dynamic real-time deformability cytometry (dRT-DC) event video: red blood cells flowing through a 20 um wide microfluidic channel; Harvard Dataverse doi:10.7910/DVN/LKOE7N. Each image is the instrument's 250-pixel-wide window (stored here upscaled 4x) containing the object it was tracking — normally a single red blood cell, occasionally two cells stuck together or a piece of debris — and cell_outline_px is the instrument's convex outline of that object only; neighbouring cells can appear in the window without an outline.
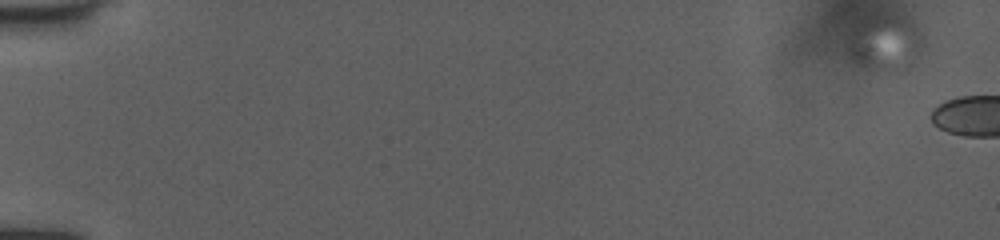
{"species": "human", "species_latin": "Homo sapiens", "temperature_condition": "room temperature", "stored_images_in_passage": 4, "camera_frame_rate_fps": 3000, "um_per_image_px": 0.085, "donor": {"sex": "female"}, "frame": {"image": 1, "passage_image": 1, "time_ms": 0.0, "image_size_px": [1000, 240], "cell_outline_px": [[924, 44], [916, 56], [868, 68], [852, 60], [848, 52], [848, 40], [852, 32], [860, 20], [868, 16], [880, 12], [904, 12], [924, 32]], "centroid_in_image_um": [75.22, 3.34], "position_along_channel_um": 9.8, "area_um2": 23.35}}